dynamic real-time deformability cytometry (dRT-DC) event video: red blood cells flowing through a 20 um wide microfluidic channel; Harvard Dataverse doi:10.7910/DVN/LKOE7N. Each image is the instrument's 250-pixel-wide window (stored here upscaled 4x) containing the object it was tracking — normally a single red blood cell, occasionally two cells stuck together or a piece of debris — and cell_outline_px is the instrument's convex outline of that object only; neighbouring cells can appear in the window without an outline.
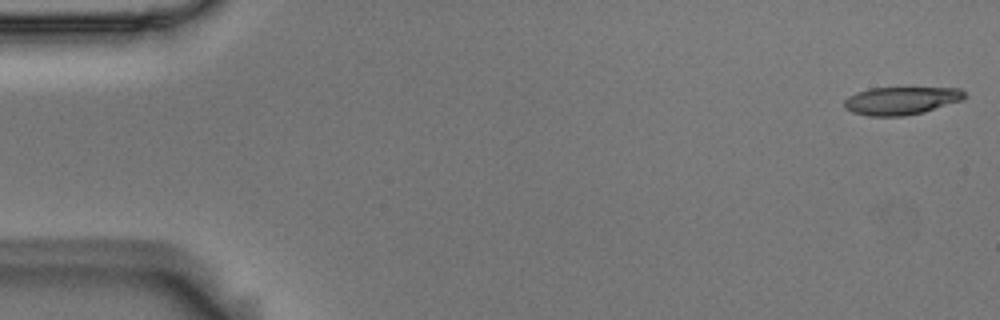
{"species": "Egyptian fruit bat (a non-hibernating species)", "species_latin": "Rousettus aegyptiacus", "temperature_condition": "room temperature", "stored_images_in_passage": 54, "camera_frame_rate_fps": 3000, "um_per_image_px": 0.085, "animal": {"sex": "male"}, "frame": {"image": 1, "passage_image": 1, "time_ms": 0.0, "image_size_px": [1000, 320], "cell_outline_px": [[968, 96], [964, 100], [924, 112], [904, 116], [868, 116], [852, 112], [844, 108], [844, 100], [848, 96], [856, 92], [868, 88], [908, 84], [960, 88]], "centroid_in_image_um": [76.66, 8.48], "position_along_channel_um": 8.3, "area_um2": 21.1}}
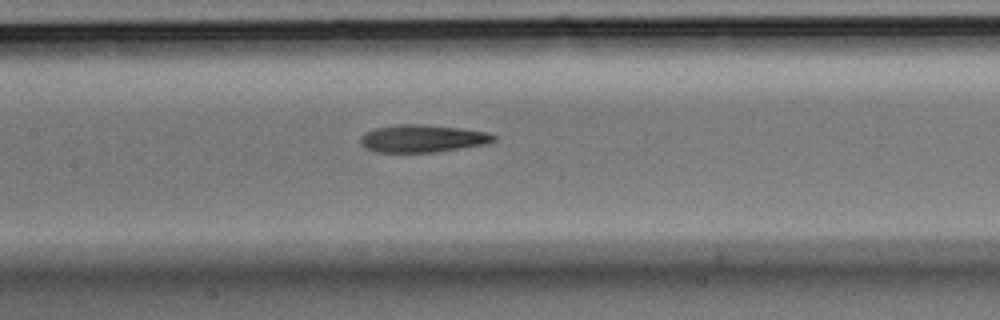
{"frame": {"image": 2, "passage_image": 25, "time_ms": 8.0, "image_size_px": [1000, 320], "cell_outline_px": [[496, 140], [488, 144], [436, 152], [376, 152], [364, 148], [360, 144], [360, 136], [376, 128], [400, 124], [420, 124], [460, 128], [488, 132], [496, 136]], "centroid_in_image_um": [35.93, 11.78], "position_along_channel_um": 171.5, "area_um2": 21.44}}
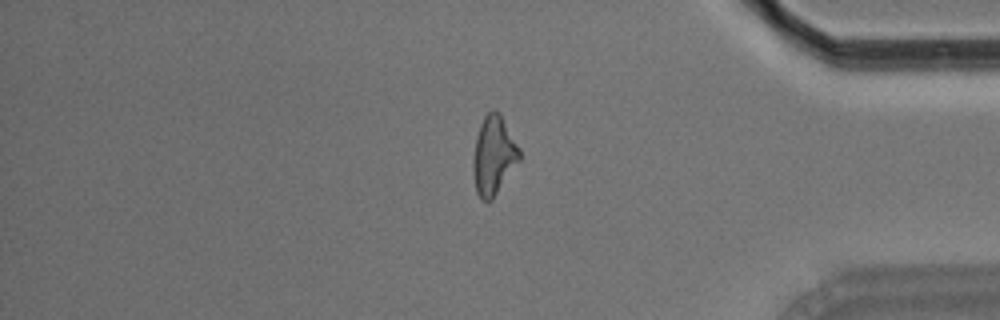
{"frame": {"image": 3, "passage_image": 45, "time_ms": 14.667, "image_size_px": [1000, 320], "cell_outline_px": [[520, 160], [492, 200], [480, 200], [476, 192], [472, 172], [472, 164], [476, 136], [480, 124], [484, 116], [492, 108], [500, 112], [520, 148]], "centroid_in_image_um": [41.95, 13.2], "position_along_channel_um": 393.3, "area_um2": 21.5}, "authors_computed_cell_mechanics": {"area_um2": 21.0681, "velocity_mm_per_s": 3.7042, "shape_relaxation_time_tau1_ms": 10.829, "shape_relaxation_time_tau2_ms": 4.383, "deformation_change_tau1": 0.2826, "deformation_change_tau2": 0.1516}}